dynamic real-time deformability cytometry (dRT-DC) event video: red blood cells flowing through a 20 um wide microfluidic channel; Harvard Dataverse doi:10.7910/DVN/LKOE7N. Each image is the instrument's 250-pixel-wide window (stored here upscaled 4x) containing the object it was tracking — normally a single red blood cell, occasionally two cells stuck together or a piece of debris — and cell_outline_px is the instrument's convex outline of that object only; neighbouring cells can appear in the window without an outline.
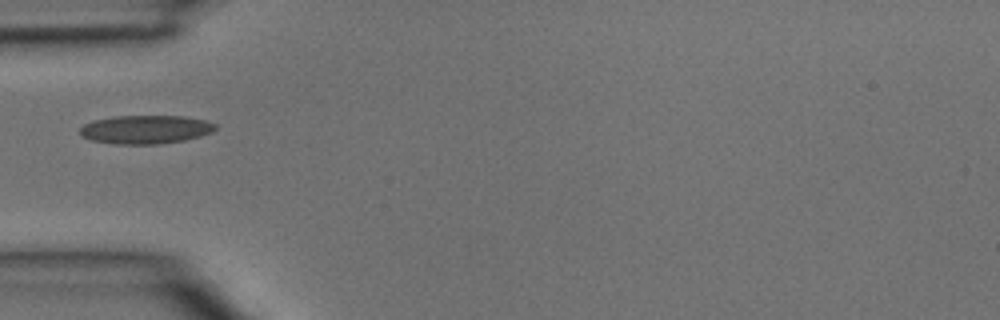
{"species": "common noctule bat (a hibernating species)", "species_latin": "Nyctalus noctula", "temperature_condition": "room temperature", "stored_images_in_passage": 1, "camera_frame_rate_fps": 3000, "um_per_image_px": 0.085, "animal": {"sex": "male", "body_mass_g": 15.6}, "frame": {"image": 1, "passage_image": 1, "time_ms": 0.0, "image_size_px": [1000, 320], "cell_outline_px": [[216, 128], [212, 132], [200, 136], [184, 140], [160, 144], [112, 144], [92, 140], [80, 136], [80, 128], [84, 124], [96, 120], [116, 116], [184, 116], [204, 120], [216, 124]], "centroid_in_image_um": [12.37, 11.01], "position_along_channel_um": 72.6, "area_um2": 22.48}}